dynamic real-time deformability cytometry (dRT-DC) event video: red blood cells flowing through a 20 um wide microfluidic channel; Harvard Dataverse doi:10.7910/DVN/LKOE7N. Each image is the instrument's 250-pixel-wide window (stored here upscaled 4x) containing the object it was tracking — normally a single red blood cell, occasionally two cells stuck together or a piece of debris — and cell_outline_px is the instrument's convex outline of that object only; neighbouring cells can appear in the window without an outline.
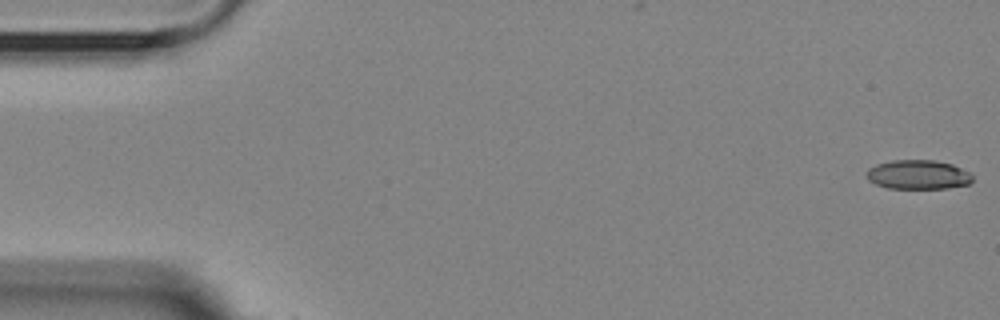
{"species": "Egyptian fruit bat (a non-hibernating species)", "species_latin": "Rousettus aegyptiacus", "temperature_condition": "room temperature", "stored_images_in_passage": 2, "camera_frame_rate_fps": 3000, "um_per_image_px": 0.085, "animal": {"sex": "female"}, "frame": {"image": 1, "passage_image": 1, "time_ms": 0.0, "image_size_px": [1000, 320], "cell_outline_px": [[972, 180], [968, 184], [948, 188], [888, 188], [876, 184], [868, 180], [868, 168], [876, 164], [892, 160], [936, 160], [952, 164], [972, 172]], "centroid_in_image_um": [78.07, 14.83], "position_along_channel_um": 6.9, "area_um2": 18.09}}
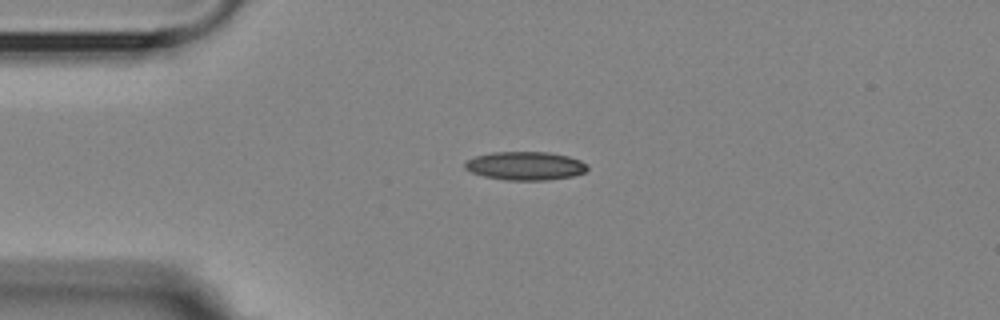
{"frame": {"image": 2, "passage_image": 2, "time_ms": 4.0, "image_size_px": [1000, 320], "cell_outline_px": [[588, 168], [584, 172], [572, 176], [548, 180], [504, 180], [484, 176], [472, 172], [464, 168], [464, 164], [468, 160], [476, 156], [492, 152], [548, 152], [568, 156], [580, 160], [588, 164]], "centroid_in_image_um": [44.66, 14.1], "position_along_channel_um": 40.3, "area_um2": 20.29}}